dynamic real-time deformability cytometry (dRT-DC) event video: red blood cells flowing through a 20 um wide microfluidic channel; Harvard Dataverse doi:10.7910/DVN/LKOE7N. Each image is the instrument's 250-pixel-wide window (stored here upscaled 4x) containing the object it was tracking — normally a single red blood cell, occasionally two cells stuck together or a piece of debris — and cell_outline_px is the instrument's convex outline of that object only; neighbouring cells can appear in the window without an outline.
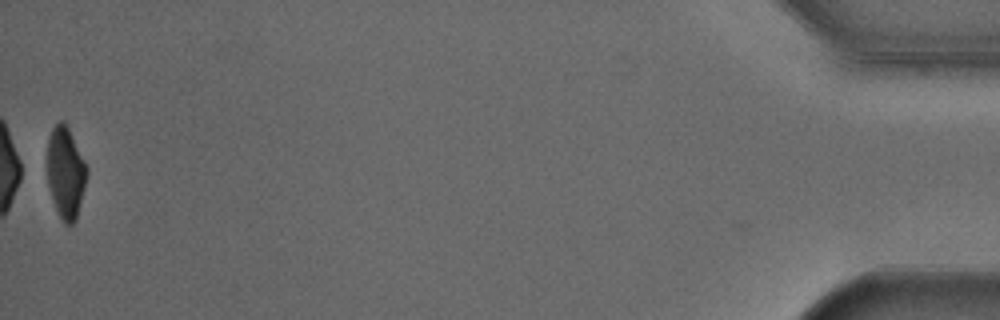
{"species": "Egyptian fruit bat (a non-hibernating species)", "species_latin": "Rousettus aegyptiacus", "temperature_condition": "cold", "stored_images_in_passage": 41, "camera_frame_rate_fps": 3000, "um_per_image_px": 0.085, "animal": {"sex": "male"}, "frame": {"image": 1, "passage_image": 40, "time_ms": 13.0, "image_size_px": [1000, 320], "cell_outline_px": [[88, 172], [76, 220], [72, 224], [64, 224], [52, 200], [48, 184], [48, 140], [52, 128], [60, 120], [64, 120], [88, 168]], "centroid_in_image_um": [5.58, 14.68], "position_along_channel_um": 429.6, "area_um2": 20.81}, "authors_computed_cell_mechanics": {"area_um2": 26.6458, "velocity_mm_per_s": 3.8696, "shape_relaxation_time_tau1_ms": 4.1084, "shape_relaxation_time_tau2_ms": null, "deformation_change_tau1": 0.0931, "deformation_change_tau2": null}}